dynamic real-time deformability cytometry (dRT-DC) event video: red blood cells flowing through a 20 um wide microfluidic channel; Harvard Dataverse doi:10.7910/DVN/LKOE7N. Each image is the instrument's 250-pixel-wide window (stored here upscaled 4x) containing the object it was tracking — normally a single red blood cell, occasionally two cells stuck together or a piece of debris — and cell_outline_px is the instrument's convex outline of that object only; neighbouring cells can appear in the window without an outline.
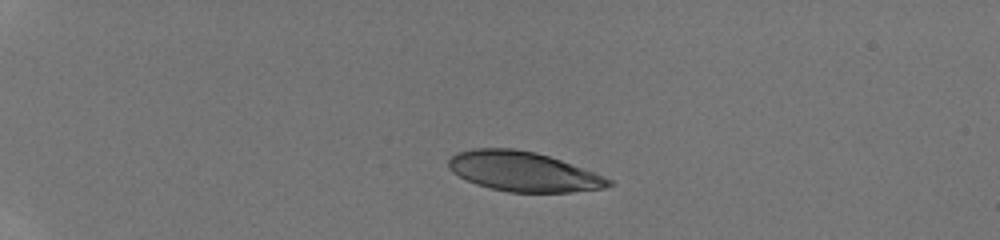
{"species": "human", "species_latin": "Homo sapiens", "temperature_condition": "room temperature", "stored_images_in_passage": 39, "camera_frame_rate_fps": 3000, "um_per_image_px": 0.085, "donor": {"sex": "male"}, "frame": {"image": 1, "passage_image": 1, "time_ms": 0.0, "image_size_px": [1000, 240], "cell_outline_px": [[612, 184], [604, 188], [572, 192], [508, 192], [476, 184], [452, 172], [448, 168], [448, 160], [456, 152], [472, 148], [512, 148], [536, 152], [560, 160], [604, 176], [612, 180]], "centroid_in_image_um": [44.45, 14.57], "position_along_channel_um": 40.6, "area_um2": 36.82}}
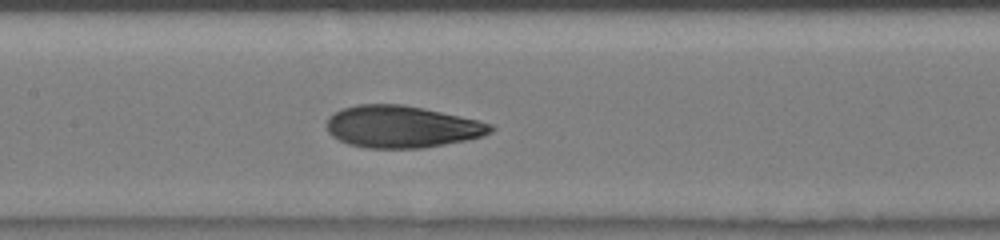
{"frame": {"image": 2, "passage_image": 16, "time_ms": 5.0, "image_size_px": [1000, 240], "cell_outline_px": [[496, 128], [492, 132], [484, 136], [468, 140], [424, 148], [368, 148], [348, 144], [332, 136], [328, 132], [328, 116], [340, 108], [356, 104], [404, 104], [424, 108], [460, 116], [492, 124]], "centroid_in_image_um": [34.16, 10.77], "position_along_channel_um": 173.2, "area_um2": 40.4}}
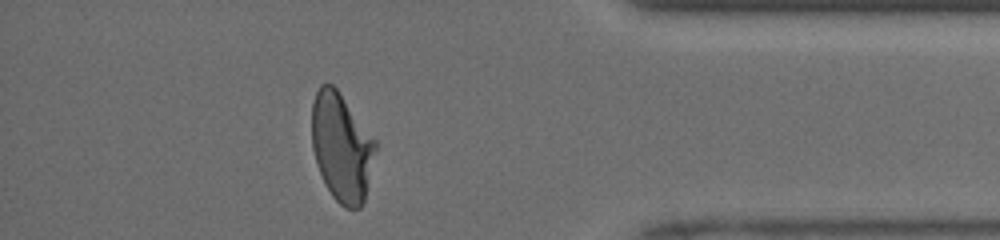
{"frame": {"image": 3, "passage_image": 34, "time_ms": 11.0, "image_size_px": [1000, 240], "cell_outline_px": [[376, 148], [364, 200], [360, 208], [344, 208], [332, 196], [316, 164], [312, 148], [312, 104], [316, 92], [320, 84], [332, 84], [336, 88], [376, 140]], "centroid_in_image_um": [29.02, 12.5], "position_along_channel_um": 406.2, "area_um2": 39.77}, "authors_computed_cell_mechanics": {"area_um2": 39.9398, "velocity_mm_per_s": 4.2204, "shape_relaxation_time_tau1_ms": 4.1425, "shape_relaxation_time_tau2_ms": 0.8732, "deformation_change_tau1": 0.187, "deformation_change_tau2": 0.069}}